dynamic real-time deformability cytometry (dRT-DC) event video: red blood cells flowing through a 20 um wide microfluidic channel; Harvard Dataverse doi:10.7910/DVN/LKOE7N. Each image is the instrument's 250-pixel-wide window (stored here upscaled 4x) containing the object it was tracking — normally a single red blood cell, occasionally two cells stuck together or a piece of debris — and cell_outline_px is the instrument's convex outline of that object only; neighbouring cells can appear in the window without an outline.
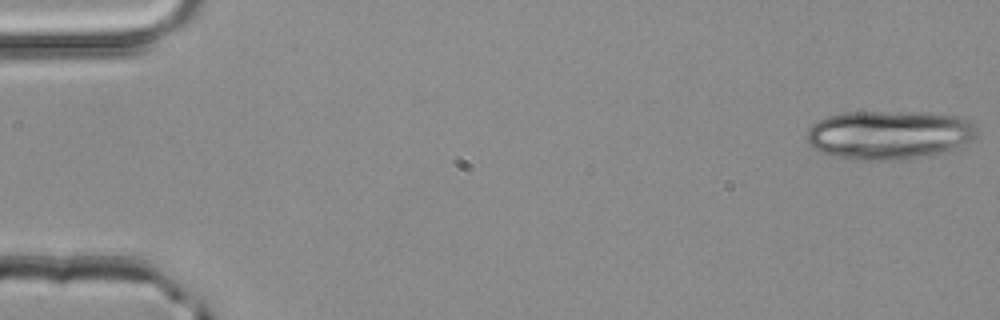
{"species": "common noctule bat (a hibernating species)", "species_latin": "Nyctalus noctula", "temperature_condition": "room temperature", "stored_images_in_passage": 4, "camera_frame_rate_fps": 3000, "um_per_image_px": 0.085, "animal": {"sex": "male", "body_mass_g": 20.4}, "frame": {"image": 1, "passage_image": 1, "time_ms": 0.0, "image_size_px": [1000, 320], "cell_outline_px": [[976, 136], [972, 140], [960, 148], [920, 156], [884, 160], [848, 160], [812, 148], [808, 144], [804, 136], [808, 128], [812, 124], [828, 116], [844, 112], [928, 112], [956, 116], [968, 120], [976, 124]], "centroid_in_image_um": [75.55, 11.45], "position_along_channel_um": 9.4, "area_um2": 48.61}}